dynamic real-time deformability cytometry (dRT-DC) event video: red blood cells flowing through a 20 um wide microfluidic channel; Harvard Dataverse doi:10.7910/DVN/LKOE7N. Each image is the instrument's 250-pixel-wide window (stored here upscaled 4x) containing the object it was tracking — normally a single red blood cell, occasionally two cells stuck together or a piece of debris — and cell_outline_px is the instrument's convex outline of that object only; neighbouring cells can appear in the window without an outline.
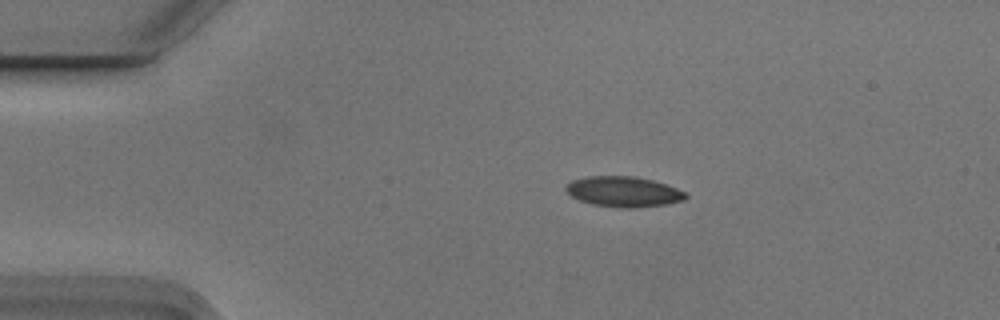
{"species": "Egyptian fruit bat (a non-hibernating species)", "species_latin": "Rousettus aegyptiacus", "temperature_condition": "cold", "stored_images_in_passage": 3, "camera_frame_rate_fps": 3000, "um_per_image_px": 0.085, "animal": {"sex": "male"}, "frame": {"image": 1, "passage_image": 1, "time_ms": 0.0, "image_size_px": [1000, 320], "cell_outline_px": [[688, 196], [684, 200], [664, 204], [628, 208], [624, 208], [592, 204], [580, 200], [572, 196], [564, 188], [572, 180], [588, 176], [636, 176], [652, 180], [676, 188], [684, 192]], "centroid_in_image_um": [52.98, 16.28], "position_along_channel_um": 32.0, "area_um2": 20.87}}
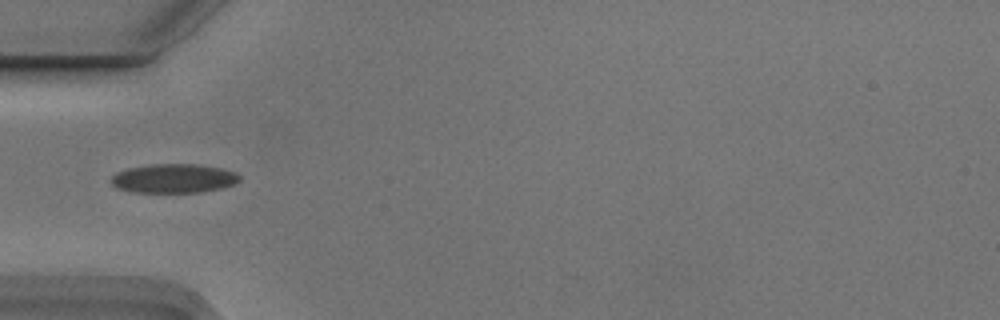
{"frame": {"image": 2, "passage_image": 3, "time_ms": 0.667, "image_size_px": [1000, 320], "cell_outline_px": [[240, 180], [232, 184], [220, 188], [200, 192], [132, 192], [116, 188], [112, 184], [112, 176], [116, 172], [128, 168], [148, 164], [196, 164], [220, 168], [236, 172], [240, 176]], "centroid_in_image_um": [14.74, 15.16], "position_along_channel_um": 70.3, "area_um2": 21.68}}